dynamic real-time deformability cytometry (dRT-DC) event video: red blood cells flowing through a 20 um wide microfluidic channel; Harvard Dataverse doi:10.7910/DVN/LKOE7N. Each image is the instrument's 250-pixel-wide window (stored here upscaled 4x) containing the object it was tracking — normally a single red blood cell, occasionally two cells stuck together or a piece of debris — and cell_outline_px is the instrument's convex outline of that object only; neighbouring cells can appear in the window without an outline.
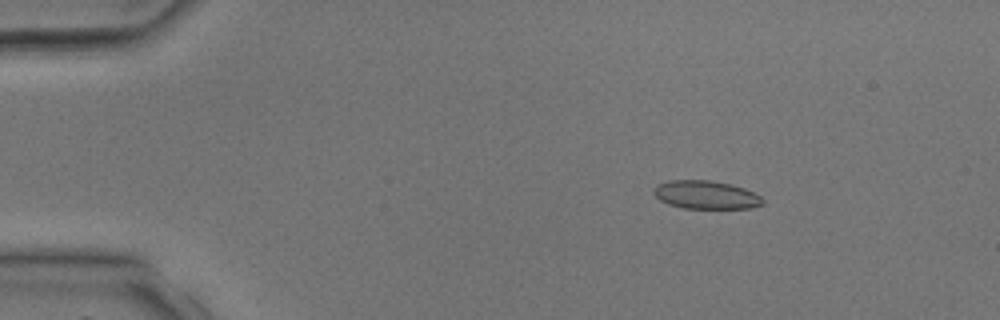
{"species": "common noctule bat (a hibernating species)", "species_latin": "Nyctalus noctula", "temperature_condition": "room temperature", "stored_images_in_passage": 4, "camera_frame_rate_fps": 3000, "um_per_image_px": 0.085, "animal": {"sex": "male", "body_mass_g": 17.9, "forearm_length_mm": 54.2}, "frame": {"image": 1, "passage_image": 2, "time_ms": 2.0, "image_size_px": [1000, 320], "cell_outline_px": [[764, 204], [752, 208], [684, 208], [668, 204], [660, 200], [652, 192], [652, 188], [656, 184], [668, 180], [708, 180], [732, 184], [744, 188], [760, 196], [764, 200]], "centroid_in_image_um": [59.98, 16.55], "position_along_channel_um": 25.0, "area_um2": 18.09}}